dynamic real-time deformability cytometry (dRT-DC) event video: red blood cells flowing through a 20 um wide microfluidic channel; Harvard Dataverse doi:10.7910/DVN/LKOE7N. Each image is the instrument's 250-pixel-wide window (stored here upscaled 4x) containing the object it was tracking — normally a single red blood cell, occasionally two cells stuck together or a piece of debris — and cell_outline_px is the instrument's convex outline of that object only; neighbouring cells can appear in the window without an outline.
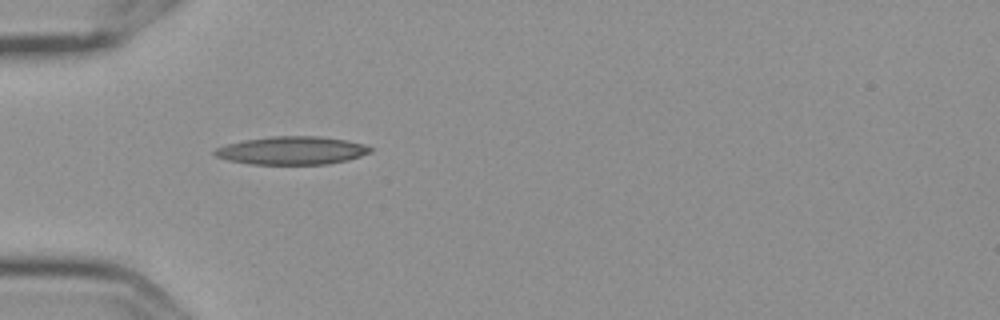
{"species": "Egyptian fruit bat (a non-hibernating species)", "species_latin": "Rousettus aegyptiacus", "temperature_condition": "cold", "stored_images_in_passage": 3, "camera_frame_rate_fps": 3000, "um_per_image_px": 0.085, "frame": {"image": 1, "passage_image": 1, "time_ms": 0.0, "image_size_px": [1000, 320], "cell_outline_px": [[372, 152], [348, 160], [328, 164], [248, 164], [228, 160], [216, 156], [212, 152], [216, 148], [224, 144], [244, 140], [272, 136], [320, 136], [348, 140], [364, 144], [372, 148]], "centroid_in_image_um": [24.81, 12.79], "position_along_channel_um": 60.2, "area_um2": 25.66}}
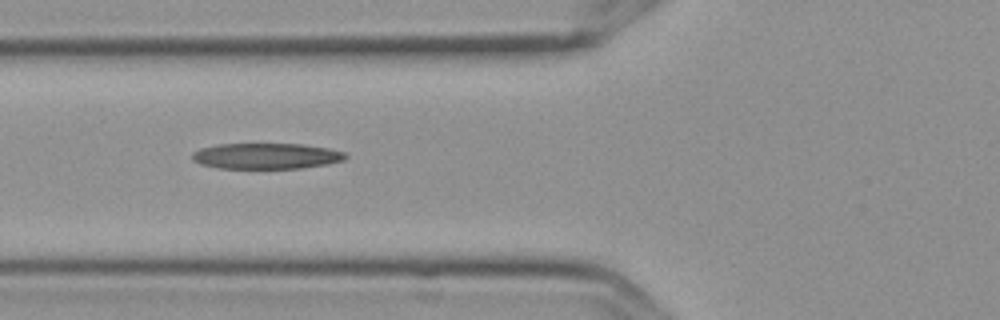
{"frame": {"image": 2, "passage_image": 2, "time_ms": 0.333, "image_size_px": [1000, 320], "cell_outline_px": [[348, 156], [344, 160], [328, 164], [300, 168], [220, 168], [200, 164], [192, 160], [192, 152], [200, 148], [216, 144], [304, 144], [328, 148], [344, 152]], "centroid_in_image_um": [22.62, 13.26], "position_along_channel_um": 103.2, "area_um2": 23.12}}
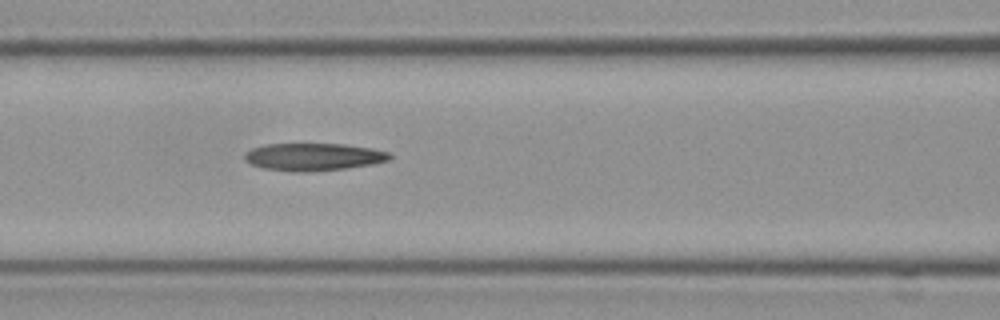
{"frame": {"image": 3, "passage_image": 3, "time_ms": 0.667, "image_size_px": [1000, 320], "cell_outline_px": [[392, 156], [388, 160], [372, 164], [348, 168], [308, 172], [292, 172], [264, 168], [252, 164], [244, 160], [244, 152], [252, 148], [264, 144], [344, 144], [372, 148], [388, 152]], "centroid_in_image_um": [26.62, 13.33], "position_along_channel_um": 140.0, "area_um2": 23.35}}